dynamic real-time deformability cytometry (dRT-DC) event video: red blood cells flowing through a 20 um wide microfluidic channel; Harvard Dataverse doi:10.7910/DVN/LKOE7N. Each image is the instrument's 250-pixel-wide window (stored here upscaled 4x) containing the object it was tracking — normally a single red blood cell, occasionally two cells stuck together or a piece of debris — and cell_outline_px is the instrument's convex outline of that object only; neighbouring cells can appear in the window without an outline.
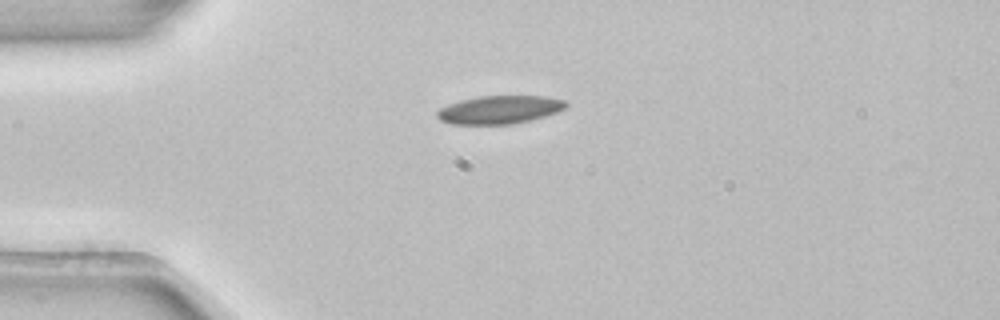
{"species": "common noctule bat (a hibernating species)", "species_latin": "Nyctalus noctula", "temperature_condition": "room temperature", "stored_images_in_passage": 41, "camera_frame_rate_fps": 3000, "um_per_image_px": 0.085, "animal": {"sex": "female", "body_mass_g": 22.7, "forearm_length_mm": 54.2}, "frame": {"image": 1, "passage_image": 1, "time_ms": 0.0, "image_size_px": [1000, 320], "cell_outline_px": [[568, 104], [564, 108], [556, 112], [544, 116], [512, 124], [452, 124], [440, 120], [436, 116], [436, 112], [440, 108], [448, 104], [460, 100], [480, 96], [544, 96], [564, 100]], "centroid_in_image_um": [42.42, 9.32], "position_along_channel_um": 42.6, "area_um2": 20.98}}
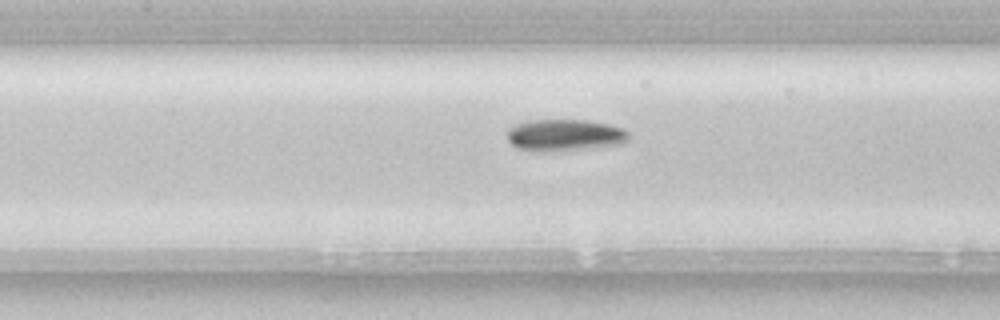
{"frame": {"image": 2, "passage_image": 12, "time_ms": 3.667, "image_size_px": [1000, 320], "cell_outline_px": [[628, 140], [624, 144], [596, 148], [516, 148], [508, 140], [508, 128], [516, 124], [528, 120], [588, 120], [608, 124], [624, 128], [628, 132]], "centroid_in_image_um": [48.09, 11.43], "position_along_channel_um": 159.3, "area_um2": 21.68}}
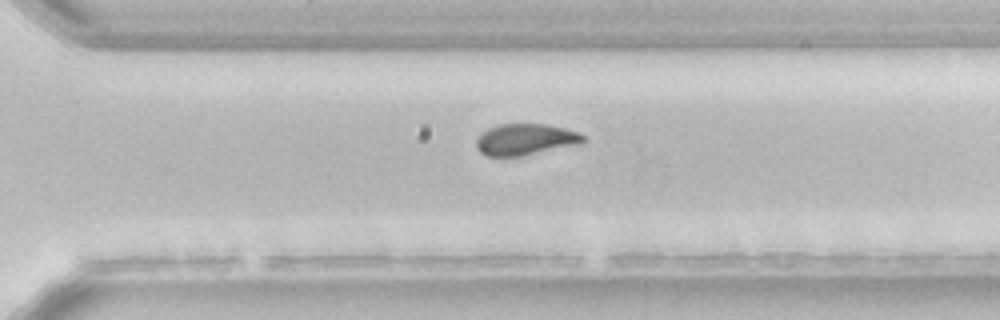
{"frame": {"image": 3, "passage_image": 25, "time_ms": 8.0, "image_size_px": [1000, 320], "cell_outline_px": [[584, 144], [520, 156], [488, 156], [480, 152], [476, 148], [476, 140], [488, 128], [500, 124], [544, 124], [564, 128], [576, 132], [584, 136]], "centroid_in_image_um": [44.68, 11.86], "position_along_channel_um": 325.9, "area_um2": 19.48}, "authors_computed_cell_mechanics": {"area_um2": 20.9814, "velocity_mm_per_s": 3.8581, "shape_relaxation_time_tau1_ms": 4.5716, "shape_relaxation_time_tau2_ms": null, "deformation_change_tau1": 0.1109, "deformation_change_tau2": null}}